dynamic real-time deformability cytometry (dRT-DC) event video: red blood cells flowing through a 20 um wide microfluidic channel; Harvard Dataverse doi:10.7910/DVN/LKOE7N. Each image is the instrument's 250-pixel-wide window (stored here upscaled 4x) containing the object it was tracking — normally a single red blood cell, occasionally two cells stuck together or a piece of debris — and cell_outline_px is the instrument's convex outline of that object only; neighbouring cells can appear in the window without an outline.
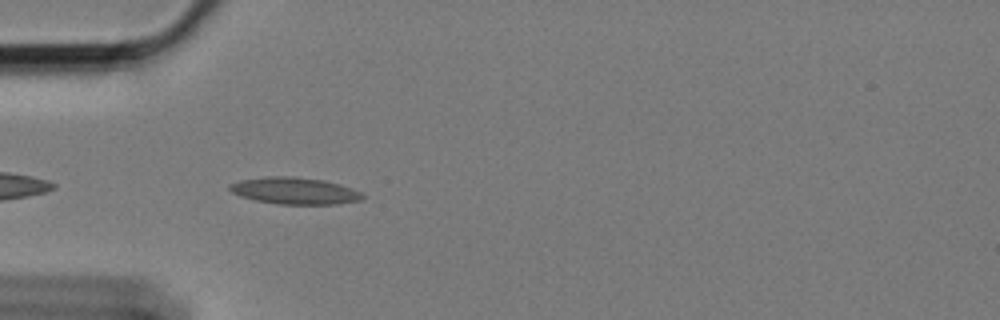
{"species": "Egyptian fruit bat (a non-hibernating species)", "species_latin": "Rousettus aegyptiacus", "temperature_condition": "cold", "stored_images_in_passage": 21, "camera_frame_rate_fps": 3000, "um_per_image_px": 0.085, "animal": {"sex": "female"}, "frame": {"image": 1, "passage_image": 3, "time_ms": 0.667, "image_size_px": [1000, 320], "cell_outline_px": [[364, 196], [360, 200], [336, 204], [276, 204], [256, 200], [240, 196], [232, 192], [228, 188], [228, 184], [240, 180], [264, 176], [296, 176], [324, 180], [340, 184], [352, 188], [360, 192]], "centroid_in_image_um": [25.01, 16.2], "position_along_channel_um": 60.0, "area_um2": 20.87}}
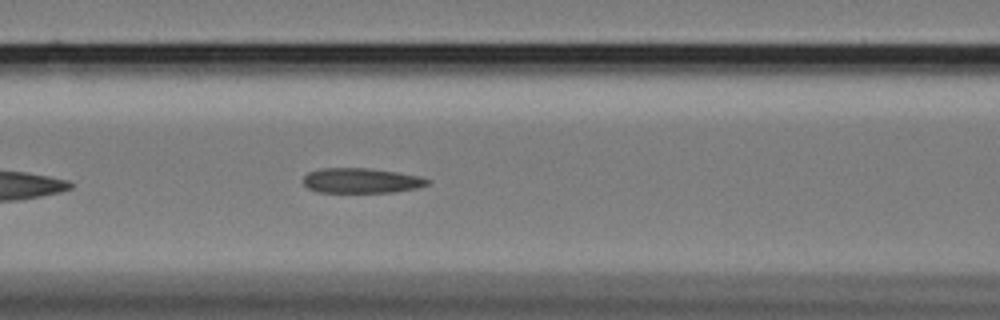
{"frame": {"image": 2, "passage_image": 10, "time_ms": 3.0, "image_size_px": [1000, 320], "cell_outline_px": [[432, 180], [428, 184], [416, 188], [392, 192], [316, 192], [308, 188], [304, 184], [304, 176], [308, 172], [320, 168], [372, 168], [420, 176]], "centroid_in_image_um": [30.7, 15.34], "position_along_channel_um": 135.9, "area_um2": 18.15}}
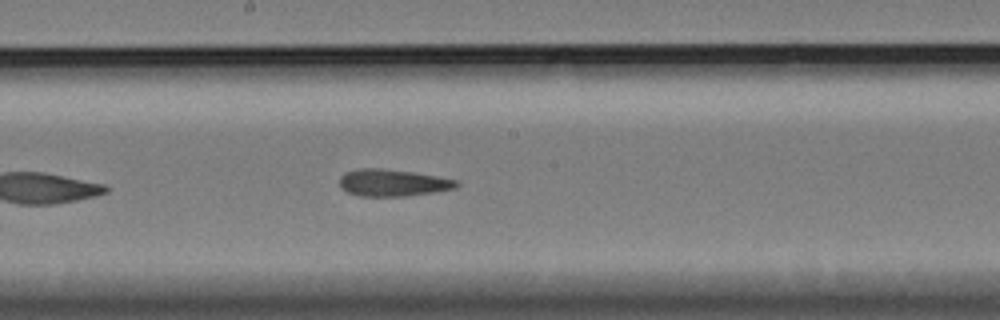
{"frame": {"image": 3, "passage_image": 17, "time_ms": 5.333, "image_size_px": [1000, 320], "cell_outline_px": [[460, 184], [456, 188], [408, 196], [360, 196], [348, 192], [340, 188], [340, 176], [344, 172], [360, 168], [380, 168], [412, 172], [460, 180]], "centroid_in_image_um": [33.38, 15.53], "position_along_channel_um": 214.8, "area_um2": 18.44}}